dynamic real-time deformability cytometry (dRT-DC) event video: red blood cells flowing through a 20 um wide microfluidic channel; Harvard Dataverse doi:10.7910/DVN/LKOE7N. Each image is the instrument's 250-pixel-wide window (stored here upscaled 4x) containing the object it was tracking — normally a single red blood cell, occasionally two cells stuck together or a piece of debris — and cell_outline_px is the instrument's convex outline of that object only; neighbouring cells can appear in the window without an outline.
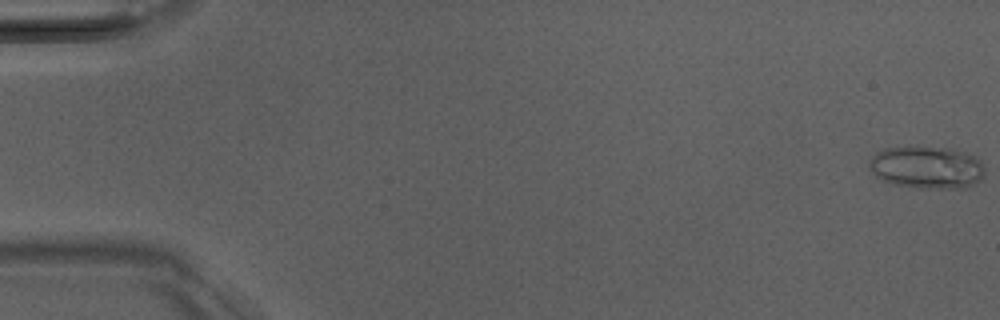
{"species": "Egyptian fruit bat (a non-hibernating species)", "species_latin": "Rousettus aegyptiacus", "temperature_condition": "room temperature", "stored_images_in_passage": 52, "camera_frame_rate_fps": 3000, "um_per_image_px": 0.085, "animal": {"sex": "male"}, "frame": {"image": 1, "passage_image": 1, "time_ms": 0.0, "image_size_px": [1000, 320], "cell_outline_px": [[984, 172], [980, 180], [964, 188], [920, 188], [896, 184], [884, 180], [876, 176], [868, 168], [868, 164], [872, 156], [876, 152], [884, 148], [912, 144], [944, 148], [964, 152], [976, 156], [980, 160], [984, 168]], "centroid_in_image_um": [78.74, 14.19], "position_along_channel_um": 6.3, "area_um2": 29.02}}
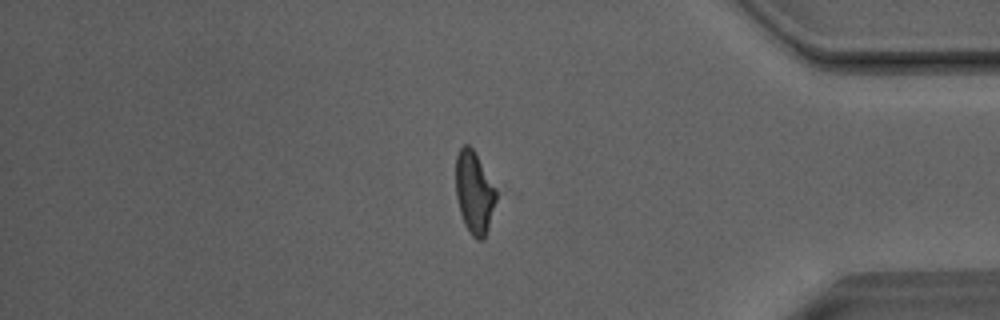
{"frame": {"image": 2, "passage_image": 44, "time_ms": 14.333, "image_size_px": [1000, 320], "cell_outline_px": [[496, 200], [488, 228], [484, 240], [476, 240], [468, 232], [464, 224], [460, 212], [456, 196], [456, 156], [460, 148], [464, 144], [468, 144], [472, 148], [496, 188]], "centroid_in_image_um": [40.3, 16.39], "position_along_channel_um": 394.9, "area_um2": 19.31}}
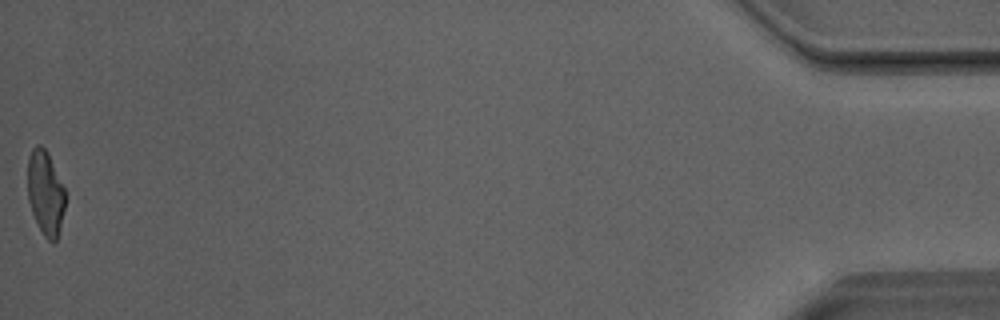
{"frame": {"image": 3, "passage_image": 52, "time_ms": 17.0, "image_size_px": [1000, 320], "cell_outline_px": [[64, 208], [60, 228], [56, 240], [52, 244], [44, 236], [32, 212], [28, 200], [28, 156], [32, 148], [36, 144], [40, 144], [48, 152], [64, 188]], "centroid_in_image_um": [3.85, 16.37], "position_along_channel_um": 431.4, "area_um2": 18.32}}